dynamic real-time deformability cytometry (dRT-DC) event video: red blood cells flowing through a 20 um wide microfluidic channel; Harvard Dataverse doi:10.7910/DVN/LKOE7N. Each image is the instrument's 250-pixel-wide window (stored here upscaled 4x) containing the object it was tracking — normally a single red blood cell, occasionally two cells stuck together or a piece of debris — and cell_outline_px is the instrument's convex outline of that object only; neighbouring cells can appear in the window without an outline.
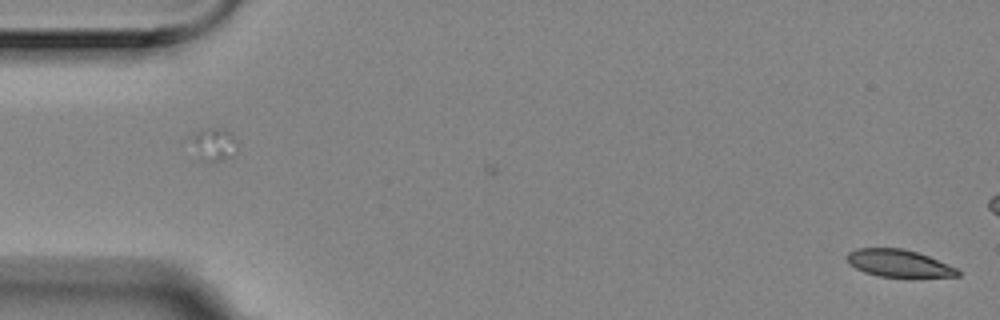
{"species": "Egyptian fruit bat (a non-hibernating species)", "species_latin": "Rousettus aegyptiacus", "temperature_condition": "room temperature", "stored_images_in_passage": 16, "camera_frame_rate_fps": 3000, "um_per_image_px": 0.085, "animal": {"sex": "female"}, "frame": {"image": 1, "passage_image": 1, "time_ms": 0.0, "image_size_px": [1000, 320], "cell_outline_px": [[960, 276], [880, 276], [864, 272], [848, 264], [848, 252], [856, 248], [904, 248], [928, 256], [956, 268], [960, 272]], "centroid_in_image_um": [76.35, 22.36], "position_along_channel_um": 8.6, "area_um2": 17.22}}